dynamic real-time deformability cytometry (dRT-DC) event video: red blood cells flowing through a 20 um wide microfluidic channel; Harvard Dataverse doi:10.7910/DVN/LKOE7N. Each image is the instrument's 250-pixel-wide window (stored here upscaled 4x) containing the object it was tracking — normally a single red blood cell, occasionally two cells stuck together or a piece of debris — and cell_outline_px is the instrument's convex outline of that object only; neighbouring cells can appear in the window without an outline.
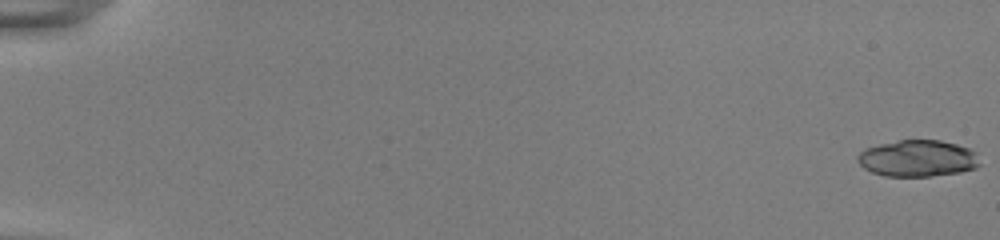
{"species": "common noctule bat (a hibernating species)", "species_latin": "Nyctalus noctula", "temperature_condition": "room temperature", "stored_images_in_passage": 55, "camera_frame_rate_fps": 3000, "um_per_image_px": 0.085, "animal": {"sex": "female", "body_mass_g": 22.0, "forearm_length_mm": 56.7}, "frame": {"image": 1, "passage_image": 1, "time_ms": 0.0, "image_size_px": [1000, 240], "cell_outline_px": [[980, 164], [976, 168], [960, 172], [932, 176], [884, 176], [872, 172], [864, 168], [856, 160], [856, 156], [864, 148], [880, 144], [900, 140], [940, 140], [956, 144], [968, 148], [976, 152]], "centroid_in_image_um": [77.99, 13.46], "position_along_channel_um": 7.0, "area_um2": 26.13}}
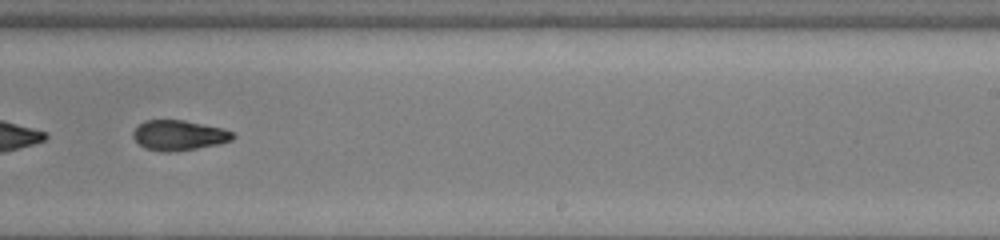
{"frame": {"image": 2, "passage_image": 37, "time_ms": 12.0, "image_size_px": [1000, 240], "cell_outline_px": [[236, 136], [232, 140], [220, 144], [176, 152], [160, 152], [144, 148], [132, 136], [132, 132], [144, 120], [184, 120], [224, 128], [236, 132]], "centroid_in_image_um": [15.25, 11.51], "position_along_channel_um": 273.7, "area_um2": 17.86}}
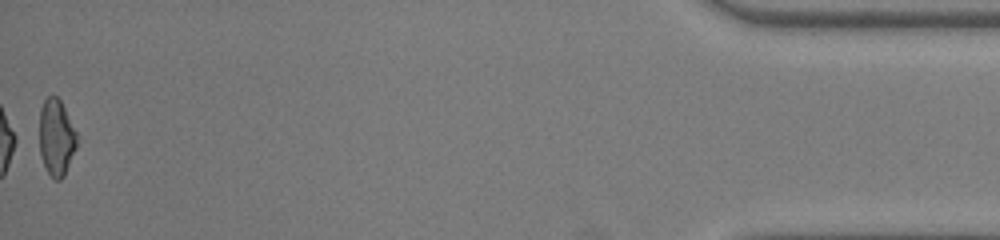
{"frame": {"image": 3, "passage_image": 55, "time_ms": 18.0, "image_size_px": [1000, 240], "cell_outline_px": [[76, 148], [64, 176], [60, 180], [56, 180], [48, 172], [40, 156], [40, 108], [44, 100], [48, 96], [56, 96], [60, 100], [76, 132]], "centroid_in_image_um": [4.78, 11.69], "position_along_channel_um": 430.4, "area_um2": 16.42}, "authors_computed_cell_mechanics": {"area_um2": 18.3804, "velocity_mm_per_s": 3.8976, "shape_relaxation_time_tau1_ms": 9.3044, "shape_relaxation_time_tau2_ms": 3.6995, "deformation_change_tau1": 0.2765, "deformation_change_tau2": 0.0801}}